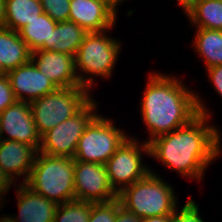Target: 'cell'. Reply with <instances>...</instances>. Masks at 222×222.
Returning <instances> with one entry per match:
<instances>
[{
  "mask_svg": "<svg viewBox=\"0 0 222 222\" xmlns=\"http://www.w3.org/2000/svg\"><path fill=\"white\" fill-rule=\"evenodd\" d=\"M197 107L199 114L188 124L158 136L148 144L149 155L164 166L200 181L204 170L221 154V133L216 126L207 124L210 112L198 94Z\"/></svg>",
  "mask_w": 222,
  "mask_h": 222,
  "instance_id": "cell-1",
  "label": "cell"
},
{
  "mask_svg": "<svg viewBox=\"0 0 222 222\" xmlns=\"http://www.w3.org/2000/svg\"><path fill=\"white\" fill-rule=\"evenodd\" d=\"M160 73H150L143 93L140 110L154 138L188 124L198 114L197 94L188 90L181 80Z\"/></svg>",
  "mask_w": 222,
  "mask_h": 222,
  "instance_id": "cell-2",
  "label": "cell"
},
{
  "mask_svg": "<svg viewBox=\"0 0 222 222\" xmlns=\"http://www.w3.org/2000/svg\"><path fill=\"white\" fill-rule=\"evenodd\" d=\"M172 187L161 177L150 172L142 179L118 193L121 206L140 219L173 215L177 197Z\"/></svg>",
  "mask_w": 222,
  "mask_h": 222,
  "instance_id": "cell-3",
  "label": "cell"
},
{
  "mask_svg": "<svg viewBox=\"0 0 222 222\" xmlns=\"http://www.w3.org/2000/svg\"><path fill=\"white\" fill-rule=\"evenodd\" d=\"M25 184L57 204L74 200V159L37 152Z\"/></svg>",
  "mask_w": 222,
  "mask_h": 222,
  "instance_id": "cell-4",
  "label": "cell"
},
{
  "mask_svg": "<svg viewBox=\"0 0 222 222\" xmlns=\"http://www.w3.org/2000/svg\"><path fill=\"white\" fill-rule=\"evenodd\" d=\"M105 33L106 31L88 32L75 55L76 72L78 69L82 71V74L77 73L79 83L89 90L94 84V75L103 78L111 76L121 52L120 42ZM86 75L93 76L91 78Z\"/></svg>",
  "mask_w": 222,
  "mask_h": 222,
  "instance_id": "cell-5",
  "label": "cell"
},
{
  "mask_svg": "<svg viewBox=\"0 0 222 222\" xmlns=\"http://www.w3.org/2000/svg\"><path fill=\"white\" fill-rule=\"evenodd\" d=\"M86 87L58 88L30 102L37 131L42 137L50 129L78 113L90 100Z\"/></svg>",
  "mask_w": 222,
  "mask_h": 222,
  "instance_id": "cell-6",
  "label": "cell"
},
{
  "mask_svg": "<svg viewBox=\"0 0 222 222\" xmlns=\"http://www.w3.org/2000/svg\"><path fill=\"white\" fill-rule=\"evenodd\" d=\"M106 117L97 115L80 137L74 161L105 164L128 138Z\"/></svg>",
  "mask_w": 222,
  "mask_h": 222,
  "instance_id": "cell-7",
  "label": "cell"
},
{
  "mask_svg": "<svg viewBox=\"0 0 222 222\" xmlns=\"http://www.w3.org/2000/svg\"><path fill=\"white\" fill-rule=\"evenodd\" d=\"M91 99L78 113L50 129L41 137L38 152L48 156L73 158L78 141L90 122L98 115Z\"/></svg>",
  "mask_w": 222,
  "mask_h": 222,
  "instance_id": "cell-8",
  "label": "cell"
},
{
  "mask_svg": "<svg viewBox=\"0 0 222 222\" xmlns=\"http://www.w3.org/2000/svg\"><path fill=\"white\" fill-rule=\"evenodd\" d=\"M143 151L149 155V144L145 142L140 146L134 137L129 138L128 136L104 164L110 184L117 193L144 178L150 172V168L145 167V164L142 165L141 153Z\"/></svg>",
  "mask_w": 222,
  "mask_h": 222,
  "instance_id": "cell-9",
  "label": "cell"
},
{
  "mask_svg": "<svg viewBox=\"0 0 222 222\" xmlns=\"http://www.w3.org/2000/svg\"><path fill=\"white\" fill-rule=\"evenodd\" d=\"M75 199L91 203H106L118 198L110 184L104 164L74 161Z\"/></svg>",
  "mask_w": 222,
  "mask_h": 222,
  "instance_id": "cell-10",
  "label": "cell"
},
{
  "mask_svg": "<svg viewBox=\"0 0 222 222\" xmlns=\"http://www.w3.org/2000/svg\"><path fill=\"white\" fill-rule=\"evenodd\" d=\"M6 132L9 137H4ZM4 137V138H2ZM0 139L17 141L26 145H33L39 150L41 136L34 122L30 102L16 100L1 112Z\"/></svg>",
  "mask_w": 222,
  "mask_h": 222,
  "instance_id": "cell-11",
  "label": "cell"
},
{
  "mask_svg": "<svg viewBox=\"0 0 222 222\" xmlns=\"http://www.w3.org/2000/svg\"><path fill=\"white\" fill-rule=\"evenodd\" d=\"M116 8L112 0H70L69 21L87 32L109 31L116 23Z\"/></svg>",
  "mask_w": 222,
  "mask_h": 222,
  "instance_id": "cell-12",
  "label": "cell"
},
{
  "mask_svg": "<svg viewBox=\"0 0 222 222\" xmlns=\"http://www.w3.org/2000/svg\"><path fill=\"white\" fill-rule=\"evenodd\" d=\"M31 61L58 88L83 87L77 77L74 56L38 49L31 53Z\"/></svg>",
  "mask_w": 222,
  "mask_h": 222,
  "instance_id": "cell-13",
  "label": "cell"
},
{
  "mask_svg": "<svg viewBox=\"0 0 222 222\" xmlns=\"http://www.w3.org/2000/svg\"><path fill=\"white\" fill-rule=\"evenodd\" d=\"M14 96L18 101L32 102L52 93L58 87L45 77L30 60L7 73ZM27 94L24 97V95Z\"/></svg>",
  "mask_w": 222,
  "mask_h": 222,
  "instance_id": "cell-14",
  "label": "cell"
},
{
  "mask_svg": "<svg viewBox=\"0 0 222 222\" xmlns=\"http://www.w3.org/2000/svg\"><path fill=\"white\" fill-rule=\"evenodd\" d=\"M16 193L19 214L14 218L5 214L0 222H54L56 202L36 193L25 183L17 187Z\"/></svg>",
  "mask_w": 222,
  "mask_h": 222,
  "instance_id": "cell-15",
  "label": "cell"
},
{
  "mask_svg": "<svg viewBox=\"0 0 222 222\" xmlns=\"http://www.w3.org/2000/svg\"><path fill=\"white\" fill-rule=\"evenodd\" d=\"M37 152L38 150L33 145L0 139V166L13 183L17 182L15 175H24L26 178L22 183H26Z\"/></svg>",
  "mask_w": 222,
  "mask_h": 222,
  "instance_id": "cell-16",
  "label": "cell"
},
{
  "mask_svg": "<svg viewBox=\"0 0 222 222\" xmlns=\"http://www.w3.org/2000/svg\"><path fill=\"white\" fill-rule=\"evenodd\" d=\"M31 53L18 32L6 27L0 28V62L7 73L28 63Z\"/></svg>",
  "mask_w": 222,
  "mask_h": 222,
  "instance_id": "cell-17",
  "label": "cell"
},
{
  "mask_svg": "<svg viewBox=\"0 0 222 222\" xmlns=\"http://www.w3.org/2000/svg\"><path fill=\"white\" fill-rule=\"evenodd\" d=\"M56 25L57 22L43 12L20 29L18 33L31 52L38 49L51 50L52 30Z\"/></svg>",
  "mask_w": 222,
  "mask_h": 222,
  "instance_id": "cell-18",
  "label": "cell"
},
{
  "mask_svg": "<svg viewBox=\"0 0 222 222\" xmlns=\"http://www.w3.org/2000/svg\"><path fill=\"white\" fill-rule=\"evenodd\" d=\"M87 33L83 27L72 21L59 22L52 30L51 50L75 57Z\"/></svg>",
  "mask_w": 222,
  "mask_h": 222,
  "instance_id": "cell-19",
  "label": "cell"
},
{
  "mask_svg": "<svg viewBox=\"0 0 222 222\" xmlns=\"http://www.w3.org/2000/svg\"><path fill=\"white\" fill-rule=\"evenodd\" d=\"M5 27L18 32L43 13L40 0H6Z\"/></svg>",
  "mask_w": 222,
  "mask_h": 222,
  "instance_id": "cell-20",
  "label": "cell"
},
{
  "mask_svg": "<svg viewBox=\"0 0 222 222\" xmlns=\"http://www.w3.org/2000/svg\"><path fill=\"white\" fill-rule=\"evenodd\" d=\"M194 46L206 68L222 65V31L197 28Z\"/></svg>",
  "mask_w": 222,
  "mask_h": 222,
  "instance_id": "cell-21",
  "label": "cell"
},
{
  "mask_svg": "<svg viewBox=\"0 0 222 222\" xmlns=\"http://www.w3.org/2000/svg\"><path fill=\"white\" fill-rule=\"evenodd\" d=\"M186 15L196 28L222 31V0H197Z\"/></svg>",
  "mask_w": 222,
  "mask_h": 222,
  "instance_id": "cell-22",
  "label": "cell"
},
{
  "mask_svg": "<svg viewBox=\"0 0 222 222\" xmlns=\"http://www.w3.org/2000/svg\"><path fill=\"white\" fill-rule=\"evenodd\" d=\"M91 202L71 200L58 204L54 222H89Z\"/></svg>",
  "mask_w": 222,
  "mask_h": 222,
  "instance_id": "cell-23",
  "label": "cell"
},
{
  "mask_svg": "<svg viewBox=\"0 0 222 222\" xmlns=\"http://www.w3.org/2000/svg\"><path fill=\"white\" fill-rule=\"evenodd\" d=\"M43 12L55 22L69 20L70 0H40Z\"/></svg>",
  "mask_w": 222,
  "mask_h": 222,
  "instance_id": "cell-24",
  "label": "cell"
},
{
  "mask_svg": "<svg viewBox=\"0 0 222 222\" xmlns=\"http://www.w3.org/2000/svg\"><path fill=\"white\" fill-rule=\"evenodd\" d=\"M116 200L106 203H92L89 222H115Z\"/></svg>",
  "mask_w": 222,
  "mask_h": 222,
  "instance_id": "cell-25",
  "label": "cell"
},
{
  "mask_svg": "<svg viewBox=\"0 0 222 222\" xmlns=\"http://www.w3.org/2000/svg\"><path fill=\"white\" fill-rule=\"evenodd\" d=\"M198 209L199 207L193 199H189L180 212L175 211L172 222H204Z\"/></svg>",
  "mask_w": 222,
  "mask_h": 222,
  "instance_id": "cell-26",
  "label": "cell"
},
{
  "mask_svg": "<svg viewBox=\"0 0 222 222\" xmlns=\"http://www.w3.org/2000/svg\"><path fill=\"white\" fill-rule=\"evenodd\" d=\"M16 98L11 88L8 76L0 77V112H3L7 107L13 104Z\"/></svg>",
  "mask_w": 222,
  "mask_h": 222,
  "instance_id": "cell-27",
  "label": "cell"
},
{
  "mask_svg": "<svg viewBox=\"0 0 222 222\" xmlns=\"http://www.w3.org/2000/svg\"><path fill=\"white\" fill-rule=\"evenodd\" d=\"M207 73L210 81L213 83L215 91L222 96V65L207 68Z\"/></svg>",
  "mask_w": 222,
  "mask_h": 222,
  "instance_id": "cell-28",
  "label": "cell"
},
{
  "mask_svg": "<svg viewBox=\"0 0 222 222\" xmlns=\"http://www.w3.org/2000/svg\"><path fill=\"white\" fill-rule=\"evenodd\" d=\"M142 219L127 211L121 206L120 200L116 199V221L115 222H141Z\"/></svg>",
  "mask_w": 222,
  "mask_h": 222,
  "instance_id": "cell-29",
  "label": "cell"
},
{
  "mask_svg": "<svg viewBox=\"0 0 222 222\" xmlns=\"http://www.w3.org/2000/svg\"><path fill=\"white\" fill-rule=\"evenodd\" d=\"M12 183L13 182L6 176L0 166V202H2L1 196L4 195V193L8 192V190L10 189L9 187H11ZM1 205L2 203H0V207Z\"/></svg>",
  "mask_w": 222,
  "mask_h": 222,
  "instance_id": "cell-30",
  "label": "cell"
},
{
  "mask_svg": "<svg viewBox=\"0 0 222 222\" xmlns=\"http://www.w3.org/2000/svg\"><path fill=\"white\" fill-rule=\"evenodd\" d=\"M173 215H164V216H153L148 218H143L141 222H172Z\"/></svg>",
  "mask_w": 222,
  "mask_h": 222,
  "instance_id": "cell-31",
  "label": "cell"
},
{
  "mask_svg": "<svg viewBox=\"0 0 222 222\" xmlns=\"http://www.w3.org/2000/svg\"><path fill=\"white\" fill-rule=\"evenodd\" d=\"M6 0H0V28L5 27L6 24Z\"/></svg>",
  "mask_w": 222,
  "mask_h": 222,
  "instance_id": "cell-32",
  "label": "cell"
},
{
  "mask_svg": "<svg viewBox=\"0 0 222 222\" xmlns=\"http://www.w3.org/2000/svg\"><path fill=\"white\" fill-rule=\"evenodd\" d=\"M197 0H178L179 5L182 6V9L185 10L187 14L195 5Z\"/></svg>",
  "mask_w": 222,
  "mask_h": 222,
  "instance_id": "cell-33",
  "label": "cell"
},
{
  "mask_svg": "<svg viewBox=\"0 0 222 222\" xmlns=\"http://www.w3.org/2000/svg\"><path fill=\"white\" fill-rule=\"evenodd\" d=\"M2 76H7V72L5 71V69L3 68L0 62V77Z\"/></svg>",
  "mask_w": 222,
  "mask_h": 222,
  "instance_id": "cell-34",
  "label": "cell"
},
{
  "mask_svg": "<svg viewBox=\"0 0 222 222\" xmlns=\"http://www.w3.org/2000/svg\"><path fill=\"white\" fill-rule=\"evenodd\" d=\"M116 5H119V0H112Z\"/></svg>",
  "mask_w": 222,
  "mask_h": 222,
  "instance_id": "cell-35",
  "label": "cell"
}]
</instances>
